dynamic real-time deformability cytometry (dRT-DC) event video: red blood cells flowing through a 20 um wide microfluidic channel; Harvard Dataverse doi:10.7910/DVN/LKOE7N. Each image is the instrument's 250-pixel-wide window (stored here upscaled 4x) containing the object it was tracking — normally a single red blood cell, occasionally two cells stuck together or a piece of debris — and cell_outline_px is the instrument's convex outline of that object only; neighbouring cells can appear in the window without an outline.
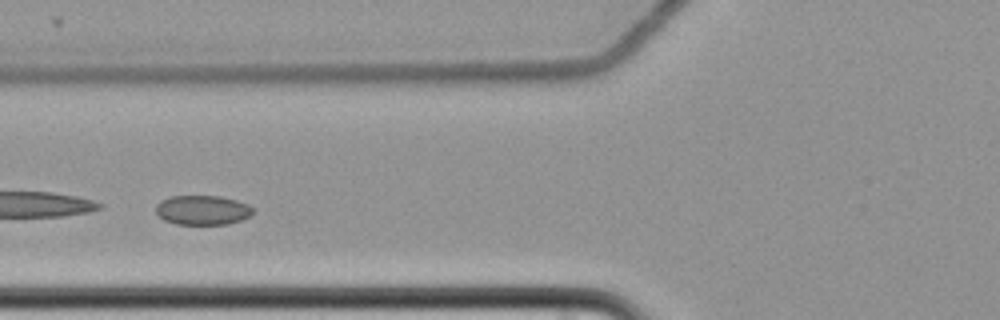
{"species": "common noctule bat (a hibernating species)", "species_latin": "Nyctalus noctula", "temperature_condition": "cold", "stored_images_in_passage": 50, "camera_frame_rate_fps": 3000, "um_per_image_px": 0.085, "animal": {"sex": "female", "body_mass_g": 22.7, "forearm_length_mm": 54.2}, "frame": {"image": 1, "passage_image": 15, "time_ms": 4.667, "image_size_px": [1000, 320], "cell_outline_px": [[252, 212], [248, 216], [240, 220], [228, 224], [176, 224], [164, 220], [156, 212], [156, 204], [160, 200], [168, 196], [220, 196], [236, 200], [248, 204], [252, 208]], "centroid_in_image_um": [17.17, 17.85], "position_along_channel_um": 108.6, "area_um2": 16.65}}
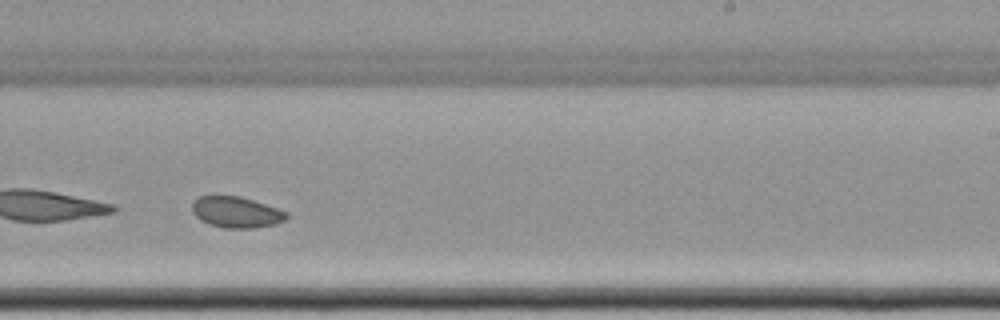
{"frame": {"image": 2, "passage_image": 29, "time_ms": 9.333, "image_size_px": [1000, 320], "cell_outline_px": [[288, 216], [284, 220], [272, 224], [256, 228], [224, 228], [208, 224], [200, 220], [192, 212], [192, 204], [200, 196], [240, 196], [288, 212]], "centroid_in_image_um": [20.06, 18.04], "position_along_channel_um": 268.9, "area_um2": 16.88}}
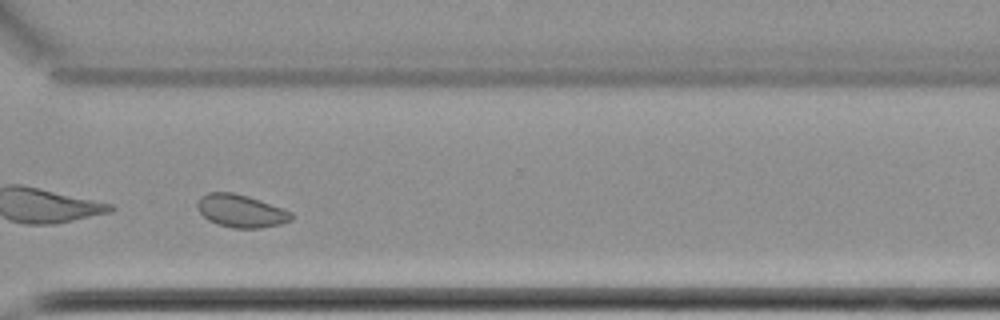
{"frame": {"image": 3, "passage_image": 36, "time_ms": 11.667, "image_size_px": [1000, 320], "cell_outline_px": [[296, 216], [292, 220], [280, 224], [260, 228], [232, 228], [216, 224], [208, 220], [200, 212], [196, 204], [200, 196], [208, 192], [232, 192], [248, 196], [260, 200], [292, 212]], "centroid_in_image_um": [20.48, 17.93], "position_along_channel_um": 350.1, "area_um2": 18.09}, "authors_computed_cell_mechanics": {"area_um2": 17.9469, "velocity_mm_per_s": 3.4406, "shape_relaxation_time_tau1_ms": 8.4448, "shape_relaxation_time_tau2_ms": 3.3646, "deformation_change_tau1": 0.0636, "deformation_change_tau2": 0.0585}}